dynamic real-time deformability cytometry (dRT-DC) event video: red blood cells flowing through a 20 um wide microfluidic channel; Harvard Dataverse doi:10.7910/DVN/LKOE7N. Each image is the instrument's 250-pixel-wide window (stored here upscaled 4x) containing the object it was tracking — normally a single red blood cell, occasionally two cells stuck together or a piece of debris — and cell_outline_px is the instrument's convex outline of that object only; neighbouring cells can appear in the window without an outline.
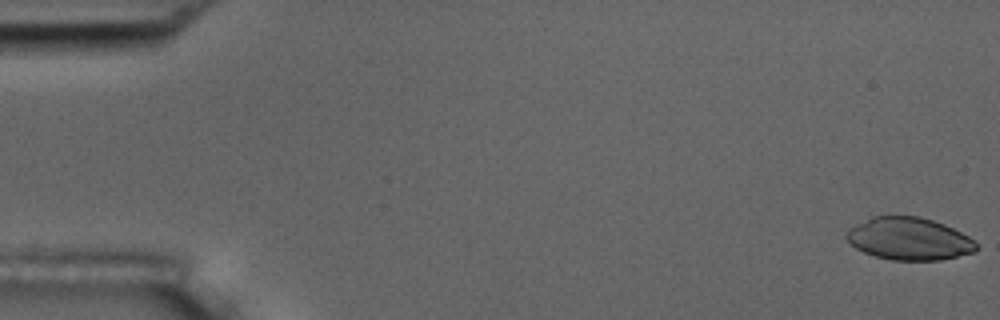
{"species": "common noctule bat (a hibernating species)", "species_latin": "Nyctalus noctula", "temperature_condition": "room temperature", "stored_images_in_passage": 7, "camera_frame_rate_fps": 3000, "um_per_image_px": 0.085, "animal": {"sex": "male", "body_mass_g": 17.5, "forearm_length_mm": 52.3}, "frame": {"image": 1, "passage_image": 1, "time_ms": 0.0, "image_size_px": [1000, 320], "cell_outline_px": [[980, 248], [976, 252], [940, 260], [892, 260], [876, 256], [864, 252], [856, 248], [844, 236], [848, 228], [872, 216], [920, 216], [944, 224], [968, 236]], "centroid_in_image_um": [77.27, 20.29], "position_along_channel_um": 7.7, "area_um2": 32.14}}